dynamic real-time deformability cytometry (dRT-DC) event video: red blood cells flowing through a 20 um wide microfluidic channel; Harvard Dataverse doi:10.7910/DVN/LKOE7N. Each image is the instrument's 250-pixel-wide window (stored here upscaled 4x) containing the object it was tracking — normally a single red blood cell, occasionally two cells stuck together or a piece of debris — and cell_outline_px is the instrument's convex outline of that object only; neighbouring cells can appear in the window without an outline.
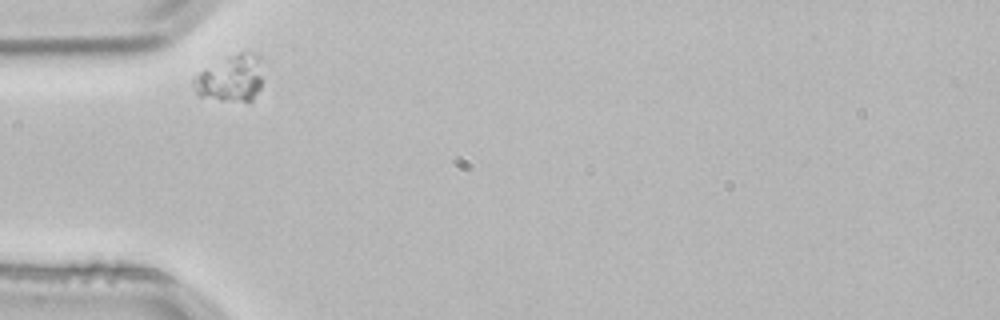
{"species": "common noctule bat (a hibernating species)", "species_latin": "Nyctalus noctula", "temperature_condition": "room temperature", "stored_images_in_passage": 3, "camera_frame_rate_fps": 3000, "um_per_image_px": 0.085, "animal": {"sex": "male", "body_mass_g": 21.5, "forearm_length_mm": 52.0}, "frame": {"image": 1, "passage_image": 1, "time_ms": 0.0, "image_size_px": [1000, 320], "cell_outline_px": [[260, 88], [252, 100], [248, 104], [220, 100], [200, 96], [196, 92], [192, 84], [192, 76], [228, 56], [240, 52], [252, 52], [256, 56], [260, 76]], "centroid_in_image_um": [19.55, 6.72], "position_along_channel_um": 65.4, "area_um2": 18.61}}
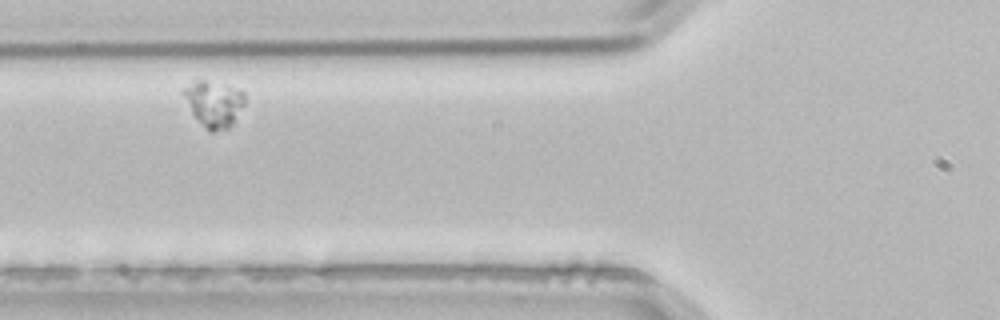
{"frame": {"image": 2, "passage_image": 2, "time_ms": 0.333, "image_size_px": [1000, 320], "cell_outline_px": [[244, 104], [232, 124], [228, 128], [212, 132], [208, 132], [192, 112], [180, 92], [192, 80], [204, 80], [224, 84], [240, 88], [244, 92]], "centroid_in_image_um": [18.17, 8.78], "position_along_channel_um": 107.6, "area_um2": 16.53}}